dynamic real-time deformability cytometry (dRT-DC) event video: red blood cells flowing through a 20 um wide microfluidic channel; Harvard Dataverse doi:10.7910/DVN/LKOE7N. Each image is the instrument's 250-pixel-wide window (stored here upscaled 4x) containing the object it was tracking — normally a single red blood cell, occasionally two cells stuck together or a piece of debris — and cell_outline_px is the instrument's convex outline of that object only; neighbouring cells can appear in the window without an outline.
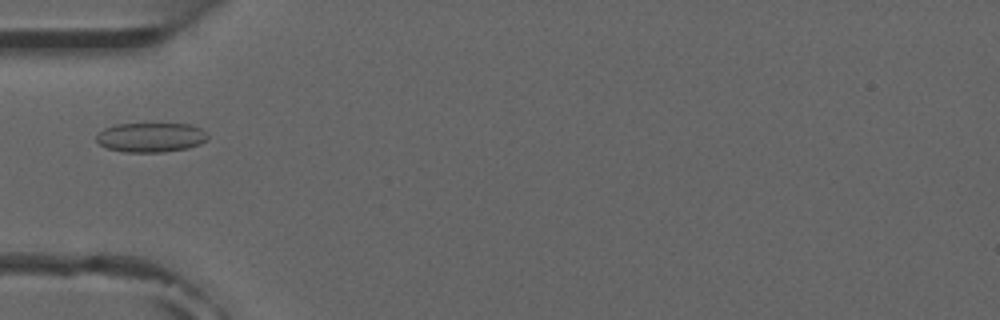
{"species": "common noctule bat (a hibernating species)", "species_latin": "Nyctalus noctula", "temperature_condition": "room temperature", "stored_images_in_passage": 6, "camera_frame_rate_fps": 3000, "um_per_image_px": 0.085, "animal": {"sex": "male", "forearm_length_mm": 52.5}, "frame": {"image": 1, "passage_image": 6, "time_ms": 5.667, "image_size_px": [1000, 320], "cell_outline_px": [[208, 140], [200, 144], [188, 148], [164, 152], [124, 152], [108, 148], [100, 144], [96, 140], [96, 136], [104, 128], [116, 124], [192, 124], [200, 128], [208, 136]], "centroid_in_image_um": [12.84, 11.68], "position_along_channel_um": 72.2, "area_um2": 19.13}}